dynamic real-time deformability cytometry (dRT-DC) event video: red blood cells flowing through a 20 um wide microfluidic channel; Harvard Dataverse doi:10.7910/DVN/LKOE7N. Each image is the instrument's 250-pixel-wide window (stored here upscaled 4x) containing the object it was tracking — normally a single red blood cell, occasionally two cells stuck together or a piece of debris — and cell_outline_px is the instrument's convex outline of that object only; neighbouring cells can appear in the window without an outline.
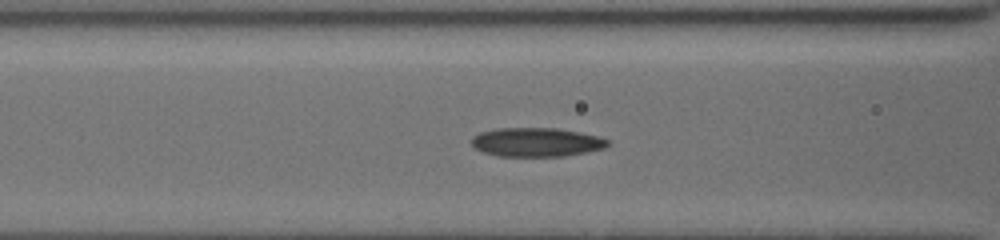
{"species": "common noctule bat (a hibernating species)", "species_latin": "Nyctalus noctula", "temperature_condition": "cold", "stored_images_in_passage": 33, "camera_frame_rate_fps": 3000, "um_per_image_px": 0.085, "animal": {"sex": "female", "body_mass_g": 19.5, "forearm_length_mm": 54.1}, "frame": {"image": 1, "passage_image": 6, "time_ms": 1.667, "image_size_px": [1000, 240], "cell_outline_px": [[612, 144], [604, 148], [588, 152], [564, 156], [500, 156], [484, 152], [476, 148], [468, 140], [472, 136], [480, 132], [496, 128], [556, 128], [580, 132], [600, 136], [612, 140]], "centroid_in_image_um": [45.64, 12.08], "position_along_channel_um": 121.0, "area_um2": 23.29}}
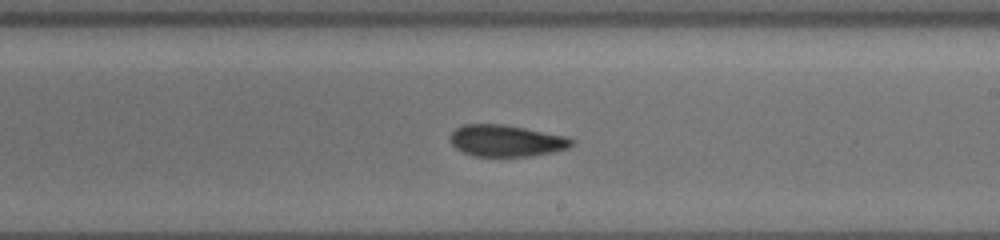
{"frame": {"image": 2, "passage_image": 16, "time_ms": 5.0, "image_size_px": [1000, 240], "cell_outline_px": [[576, 140], [568, 148], [556, 152], [532, 156], [472, 156], [456, 148], [448, 140], [448, 136], [456, 128], [464, 124], [504, 124], [568, 136]], "centroid_in_image_um": [43.05, 11.96], "position_along_channel_um": 246.0, "area_um2": 22.72}}
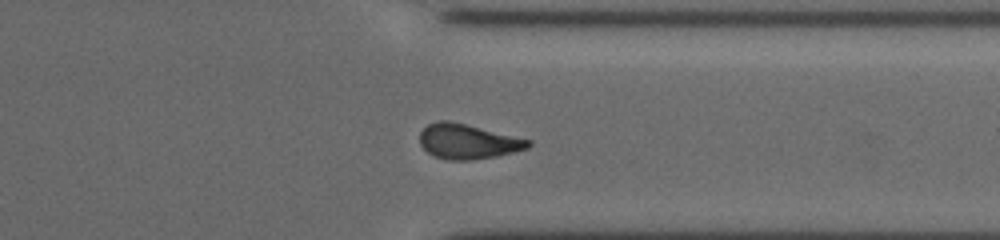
{"frame": {"image": 3, "passage_image": 26, "time_ms": 8.333, "image_size_px": [1000, 240], "cell_outline_px": [[532, 144], [528, 148], [516, 152], [496, 156], [472, 160], [448, 160], [432, 156], [420, 144], [420, 132], [428, 124], [436, 120], [448, 120], [532, 140]], "centroid_in_image_um": [39.77, 12.03], "position_along_channel_um": 371.6, "area_um2": 22.14}}